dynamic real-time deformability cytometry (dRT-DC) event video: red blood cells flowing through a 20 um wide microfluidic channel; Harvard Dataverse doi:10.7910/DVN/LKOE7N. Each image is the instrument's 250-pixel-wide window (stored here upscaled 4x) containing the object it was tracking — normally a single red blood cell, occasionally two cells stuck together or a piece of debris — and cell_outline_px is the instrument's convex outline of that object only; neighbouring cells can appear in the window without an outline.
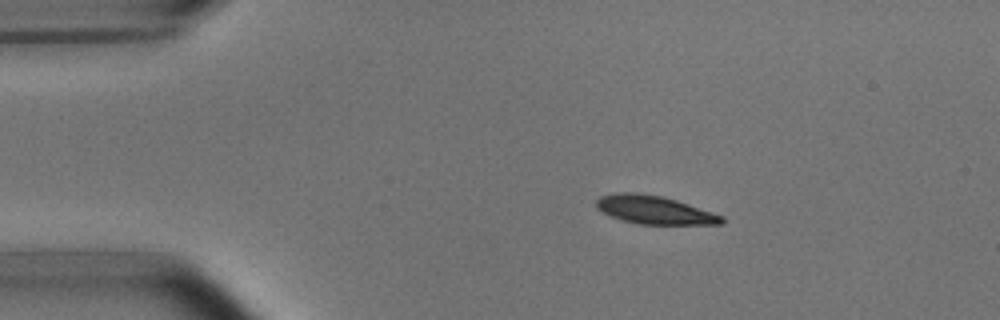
{"species": "common noctule bat (a hibernating species)", "species_latin": "Nyctalus noctula", "temperature_condition": "room temperature", "stored_images_in_passage": 3, "camera_frame_rate_fps": 3000, "um_per_image_px": 0.085, "animal": {"sex": "male", "body_mass_g": 15.6}, "frame": {"image": 1, "passage_image": 1, "time_ms": 0.0, "image_size_px": [1000, 320], "cell_outline_px": [[724, 224], [640, 224], [620, 220], [596, 208], [596, 200], [600, 196], [620, 192], [632, 192], [660, 196], [676, 200], [724, 216]], "centroid_in_image_um": [55.62, 17.85], "position_along_channel_um": 29.4, "area_um2": 20.46}}
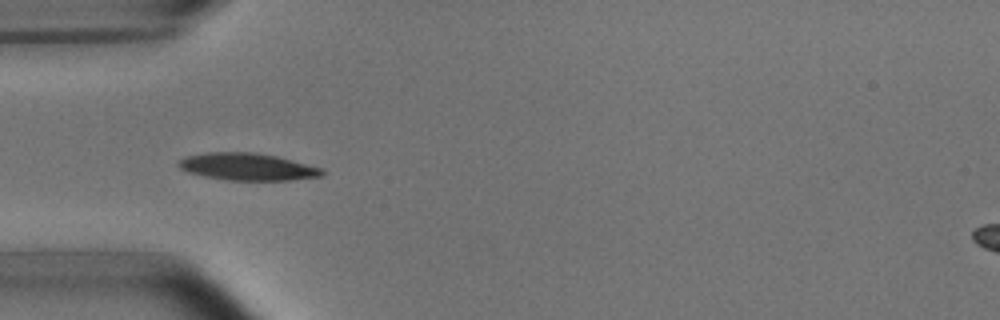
{"frame": {"image": 2, "passage_image": 3, "time_ms": 2.333, "image_size_px": [1000, 320], "cell_outline_px": [[324, 176], [292, 180], [228, 180], [204, 176], [188, 172], [180, 168], [176, 164], [180, 160], [188, 156], [208, 152], [256, 152], [276, 156], [324, 168]], "centroid_in_image_um": [21.08, 14.17], "position_along_channel_um": 63.9, "area_um2": 22.77}}